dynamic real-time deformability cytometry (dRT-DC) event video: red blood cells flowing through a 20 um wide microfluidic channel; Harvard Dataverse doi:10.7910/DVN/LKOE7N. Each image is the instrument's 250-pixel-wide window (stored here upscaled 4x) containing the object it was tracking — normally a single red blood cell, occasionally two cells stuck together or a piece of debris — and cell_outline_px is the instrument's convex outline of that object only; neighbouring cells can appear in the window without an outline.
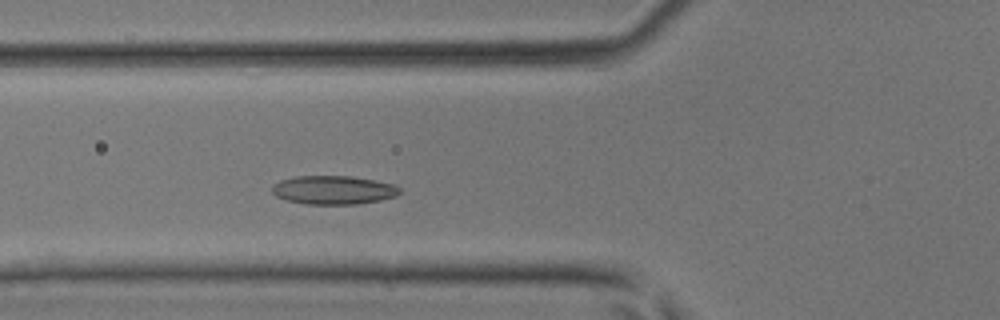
{"species": "common noctule bat (a hibernating species)", "species_latin": "Nyctalus noctula", "temperature_condition": "room temperature", "stored_images_in_passage": 39, "camera_frame_rate_fps": 3000, "um_per_image_px": 0.085, "animal": {"sex": "male", "body_mass_g": 17.9, "forearm_length_mm": 54.2}, "frame": {"image": 1, "passage_image": 10, "time_ms": 3.0, "image_size_px": [1000, 320], "cell_outline_px": [[400, 192], [396, 196], [380, 200], [356, 204], [304, 204], [288, 200], [276, 196], [272, 192], [272, 184], [280, 180], [296, 176], [352, 176], [392, 184], [400, 188]], "centroid_in_image_um": [28.31, 16.15], "position_along_channel_um": 97.5, "area_um2": 21.21}}
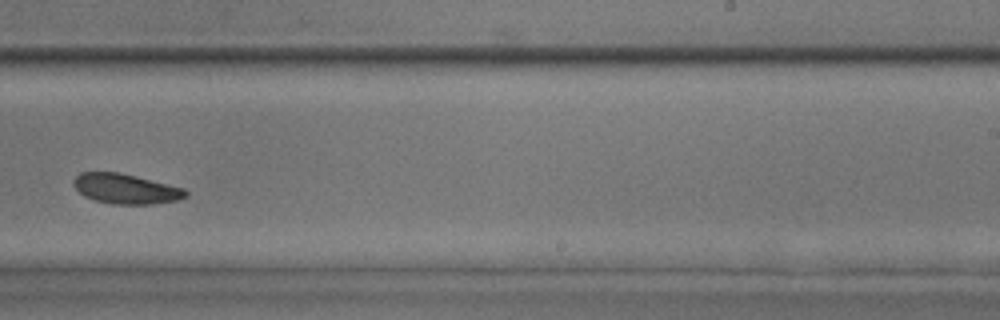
{"frame": {"image": 2, "passage_image": 22, "time_ms": 7.0, "image_size_px": [1000, 320], "cell_outline_px": [[188, 196], [176, 200], [152, 204], [112, 204], [96, 200], [84, 196], [72, 184], [72, 180], [80, 172], [120, 172], [184, 188], [188, 192]], "centroid_in_image_um": [10.68, 16.04], "position_along_channel_um": 278.3, "area_um2": 19.54}}
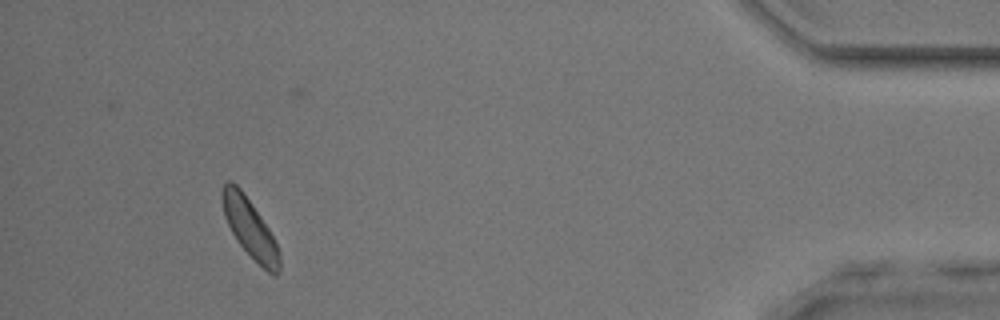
{"frame": {"image": 3, "passage_image": 35, "time_ms": 11.333, "image_size_px": [1000, 320], "cell_outline_px": [[280, 272], [276, 276], [268, 272], [236, 240], [224, 216], [220, 192], [224, 184], [228, 180], [232, 180], [240, 188], [252, 204], [268, 228], [276, 244], [280, 256]], "centroid_in_image_um": [21.21, 19.35], "position_along_channel_um": 414.0, "area_um2": 19.25}}